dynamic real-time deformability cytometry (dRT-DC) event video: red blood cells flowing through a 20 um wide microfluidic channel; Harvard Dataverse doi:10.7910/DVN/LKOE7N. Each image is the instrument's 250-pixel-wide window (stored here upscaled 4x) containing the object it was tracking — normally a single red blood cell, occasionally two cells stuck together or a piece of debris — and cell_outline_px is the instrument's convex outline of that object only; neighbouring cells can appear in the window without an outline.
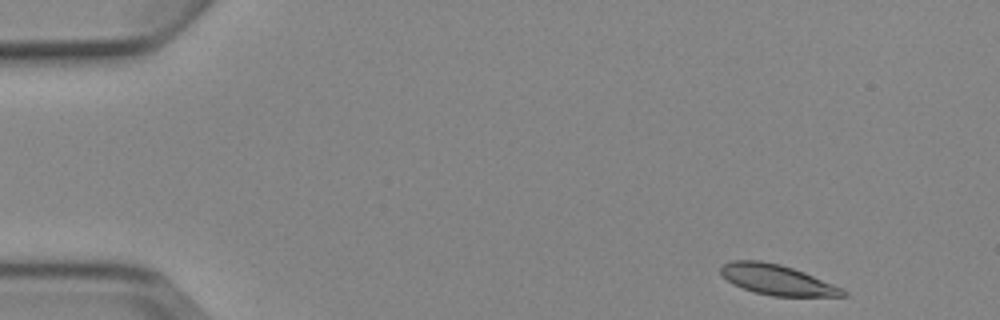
{"species": "Egyptian fruit bat (a non-hibernating species)", "species_latin": "Rousettus aegyptiacus", "temperature_condition": "cold", "stored_images_in_passage": 5, "segment_of_instrument_passage": [1, 2], "camera_frame_rate_fps": 3000, "um_per_image_px": 0.085, "animal": {"sex": "female"}, "frame": {"image": 1, "passage_image": 1, "time_ms": 0.0, "image_size_px": [1000, 320], "cell_outline_px": [[848, 296], [772, 296], [756, 292], [732, 284], [720, 272], [720, 268], [724, 264], [732, 260], [760, 260], [780, 264], [804, 272], [844, 288], [848, 292]], "centroid_in_image_um": [66.09, 23.78], "position_along_channel_um": 18.9, "area_um2": 21.5}}
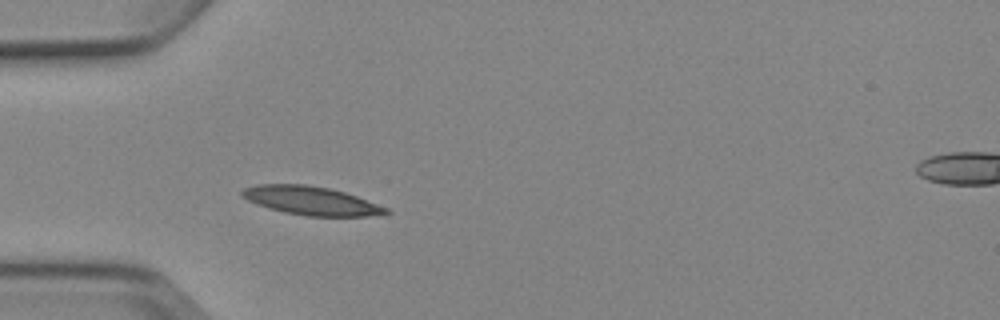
{"frame": {"image": 2, "passage_image": 4, "time_ms": 3.667, "image_size_px": [1000, 320], "cell_outline_px": [[392, 212], [388, 216], [308, 216], [284, 212], [268, 208], [256, 204], [240, 196], [240, 192], [244, 188], [256, 184], [304, 184], [328, 188], [344, 192], [356, 196], [388, 208]], "centroid_in_image_um": [26.47, 17.07], "position_along_channel_um": 58.5, "area_um2": 24.16}}